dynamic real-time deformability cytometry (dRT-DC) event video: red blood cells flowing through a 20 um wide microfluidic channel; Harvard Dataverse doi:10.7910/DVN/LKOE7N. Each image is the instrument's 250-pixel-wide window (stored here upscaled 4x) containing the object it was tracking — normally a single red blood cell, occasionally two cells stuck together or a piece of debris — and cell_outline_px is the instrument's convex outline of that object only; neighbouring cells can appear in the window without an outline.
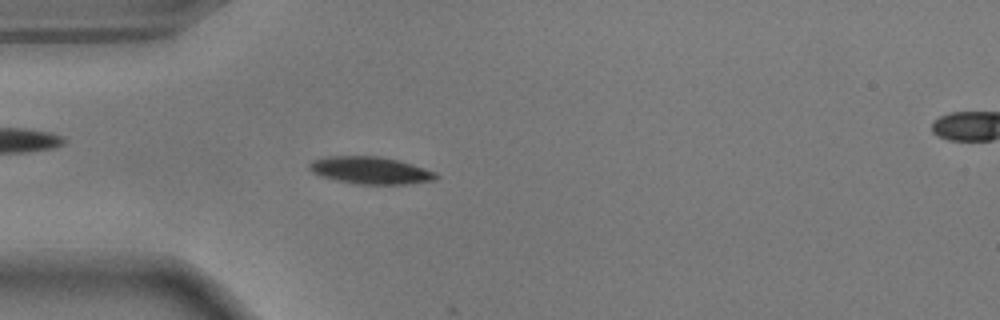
{"species": "common noctule bat (a hibernating species)", "species_latin": "Nyctalus noctula", "temperature_condition": "warm", "stored_images_in_passage": 6, "camera_frame_rate_fps": 3000, "um_per_image_px": 0.085, "animal": {"sex": "male", "body_mass_g": 17.9}, "frame": {"image": 1, "passage_image": 4, "time_ms": 1.0, "image_size_px": [1000, 320], "cell_outline_px": [[440, 176], [436, 180], [408, 184], [356, 184], [336, 180], [312, 172], [308, 168], [308, 164], [312, 160], [328, 156], [376, 156], [396, 160], [412, 164], [436, 172]], "centroid_in_image_um": [31.51, 14.48], "position_along_channel_um": 53.5, "area_um2": 20.06}}